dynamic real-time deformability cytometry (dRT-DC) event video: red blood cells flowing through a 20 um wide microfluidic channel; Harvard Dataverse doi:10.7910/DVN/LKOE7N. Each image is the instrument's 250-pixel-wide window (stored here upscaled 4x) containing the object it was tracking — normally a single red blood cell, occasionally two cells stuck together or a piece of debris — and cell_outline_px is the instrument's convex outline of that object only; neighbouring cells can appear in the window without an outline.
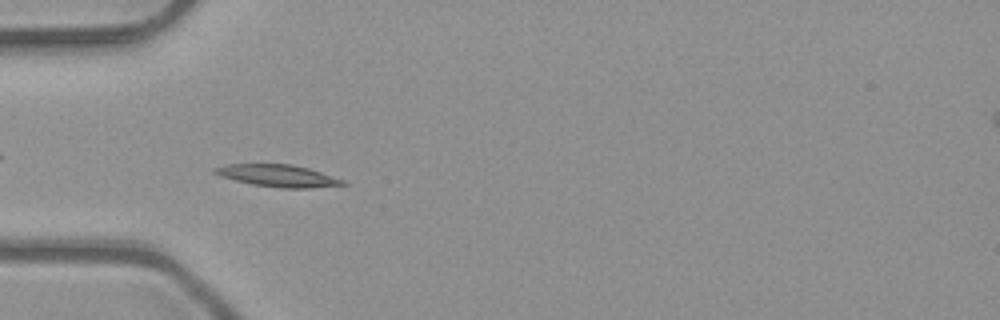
{"species": "common noctule bat (a hibernating species)", "species_latin": "Nyctalus noctula", "temperature_condition": "room temperature", "stored_images_in_passage": 27, "camera_frame_rate_fps": 3000, "um_per_image_px": 0.085, "animal": {"sex": "male", "body_mass_g": 23.1, "forearm_length_mm": 52.7}, "frame": {"image": 1, "passage_image": 2, "time_ms": 0.333, "image_size_px": [1000, 320], "cell_outline_px": [[348, 184], [308, 188], [280, 188], [252, 184], [220, 176], [212, 172], [212, 168], [228, 164], [292, 164], [308, 168], [344, 180]], "centroid_in_image_um": [23.59, 14.93], "position_along_channel_um": 61.4, "area_um2": 16.36}}
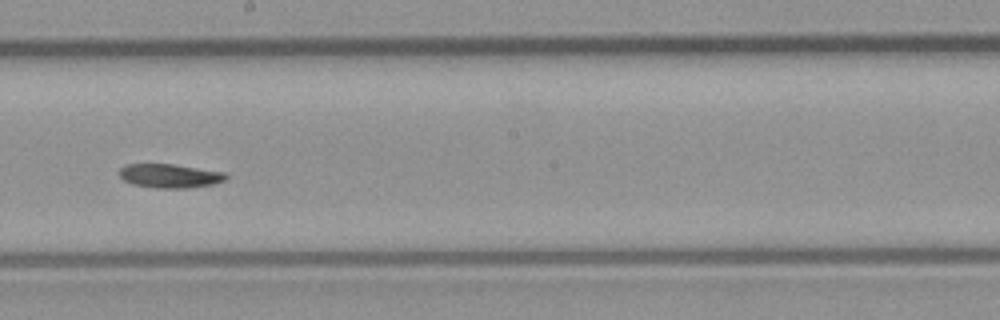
{"frame": {"image": 2, "passage_image": 15, "time_ms": 4.667, "image_size_px": [1000, 320], "cell_outline_px": [[228, 176], [224, 180], [212, 184], [188, 188], [156, 188], [132, 184], [124, 180], [120, 176], [120, 168], [124, 164], [172, 164], [224, 172]], "centroid_in_image_um": [14.4, 14.95], "position_along_channel_um": 233.8, "area_um2": 14.74}}
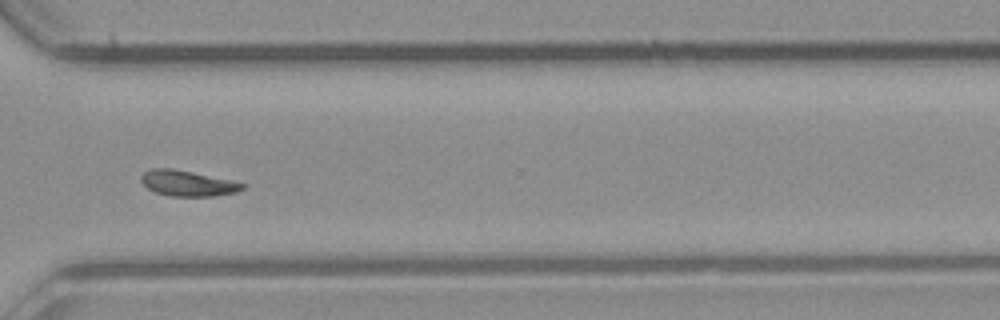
{"frame": {"image": 3, "passage_image": 24, "time_ms": 7.667, "image_size_px": [1000, 320], "cell_outline_px": [[244, 188], [236, 192], [216, 196], [168, 196], [156, 192], [148, 188], [140, 180], [140, 176], [144, 172], [152, 168], [172, 168], [236, 180], [244, 184]], "centroid_in_image_um": [15.97, 15.57], "position_along_channel_um": 354.6, "area_um2": 15.32}, "authors_computed_cell_mechanics": {"area_um2": 15.317, "velocity_mm_per_s": 4.0279, "shape_relaxation_time_tau1_ms": 5.4067, "shape_relaxation_time_tau2_ms": 8.9129, "deformation_change_tau1": 0.144, "deformation_change_tau2": 0.135}}